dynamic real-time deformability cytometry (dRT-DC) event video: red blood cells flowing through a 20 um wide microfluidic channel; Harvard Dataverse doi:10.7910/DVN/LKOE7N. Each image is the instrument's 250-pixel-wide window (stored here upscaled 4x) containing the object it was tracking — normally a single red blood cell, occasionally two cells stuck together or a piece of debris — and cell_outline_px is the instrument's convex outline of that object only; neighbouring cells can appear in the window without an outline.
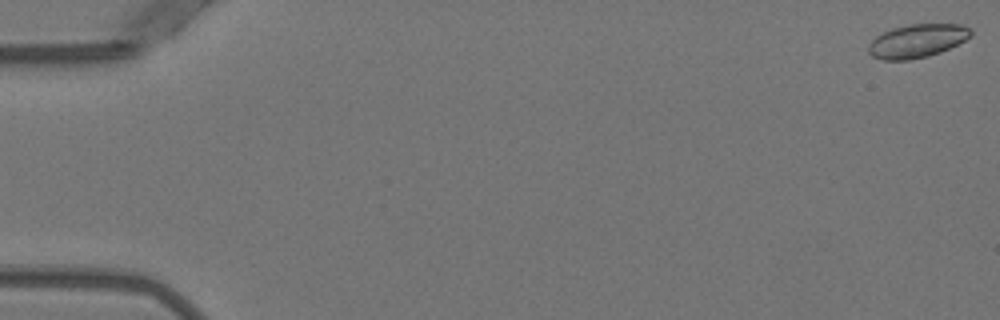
{"species": "Egyptian fruit bat (a non-hibernating species)", "species_latin": "Rousettus aegyptiacus", "temperature_condition": "warm", "stored_images_in_passage": 53, "camera_frame_rate_fps": 3000, "um_per_image_px": 0.085, "animal": {"sex": "female"}, "frame": {"image": 1, "passage_image": 1, "time_ms": 0.0, "image_size_px": [1000, 320], "cell_outline_px": [[972, 36], [940, 52], [928, 56], [908, 60], [884, 60], [872, 56], [868, 52], [868, 44], [876, 36], [892, 28], [908, 24], [960, 24], [972, 28]], "centroid_in_image_um": [77.95, 3.47], "position_along_channel_um": 7.0, "area_um2": 19.94}}
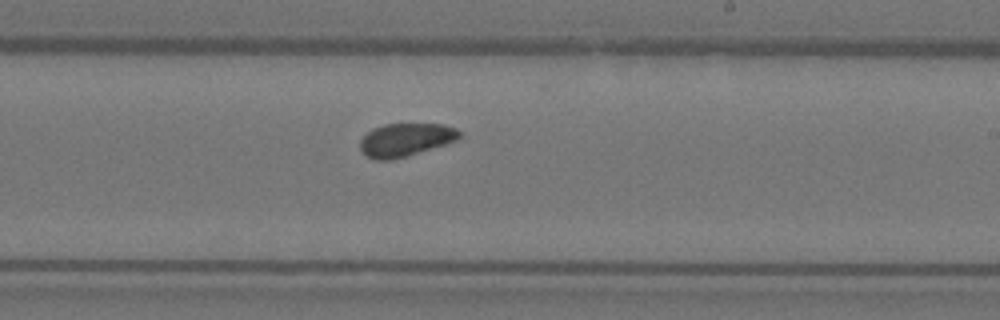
{"frame": {"image": 2, "passage_image": 32, "time_ms": 10.333, "image_size_px": [1000, 320], "cell_outline_px": [[460, 136], [456, 140], [444, 144], [392, 160], [376, 160], [368, 156], [360, 148], [360, 140], [372, 128], [384, 124], [444, 124], [456, 128], [460, 132]], "centroid_in_image_um": [34.45, 11.86], "position_along_channel_um": 254.5, "area_um2": 18.84}}
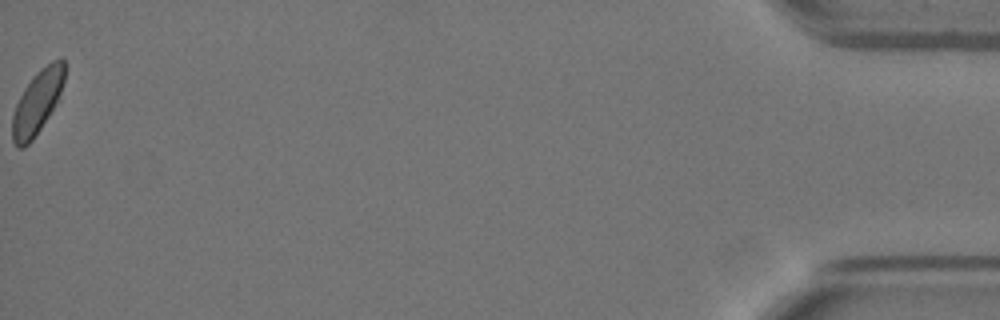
{"frame": {"image": 3, "passage_image": 53, "time_ms": 17.333, "image_size_px": [1000, 320], "cell_outline_px": [[64, 80], [60, 100], [32, 140], [24, 148], [16, 148], [12, 140], [12, 116], [16, 104], [24, 88], [32, 76], [40, 68], [52, 60], [60, 56], [64, 60]], "centroid_in_image_um": [3.18, 8.67], "position_along_channel_um": 432.0, "area_um2": 19.71}, "authors_computed_cell_mechanics": {"area_um2": 19.652, "velocity_mm_per_s": 3.9218, "shape_relaxation_time_tau1_ms": 6.3132, "shape_relaxation_time_tau2_ms": 1.8768, "deformation_change_tau1": 0.0592, "deformation_change_tau2": 0.04}}